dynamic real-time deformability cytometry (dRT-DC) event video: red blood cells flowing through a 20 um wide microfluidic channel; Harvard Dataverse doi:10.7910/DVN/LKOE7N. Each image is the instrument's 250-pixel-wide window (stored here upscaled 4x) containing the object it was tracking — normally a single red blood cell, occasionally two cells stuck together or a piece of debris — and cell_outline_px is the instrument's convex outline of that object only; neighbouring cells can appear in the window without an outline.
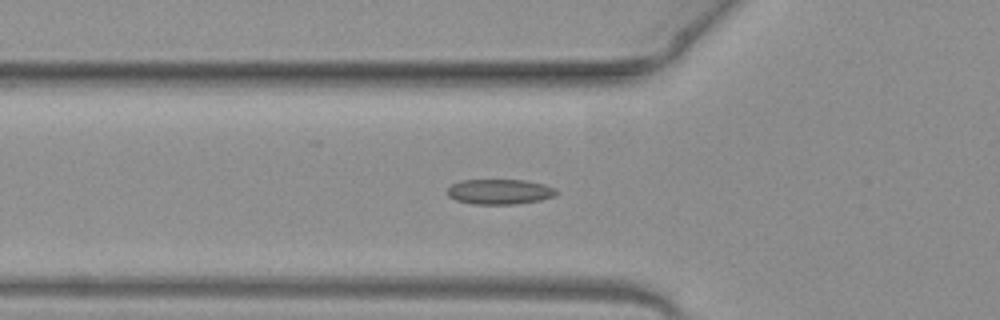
{"species": "common noctule bat (a hibernating species)", "species_latin": "Nyctalus noctula", "temperature_condition": "warm", "stored_images_in_passage": 49, "camera_frame_rate_fps": 3000, "um_per_image_px": 0.085, "animal": {"sex": "female", "body_mass_g": 19.3, "forearm_length_mm": 54.1}, "frame": {"image": 1, "passage_image": 17, "time_ms": 5.333, "image_size_px": [1000, 320], "cell_outline_px": [[560, 192], [556, 196], [540, 200], [516, 204], [472, 204], [456, 200], [448, 196], [448, 188], [452, 184], [460, 180], [524, 180], [544, 184], [556, 188]], "centroid_in_image_um": [42.51, 16.29], "position_along_channel_um": 83.3, "area_um2": 16.13}}
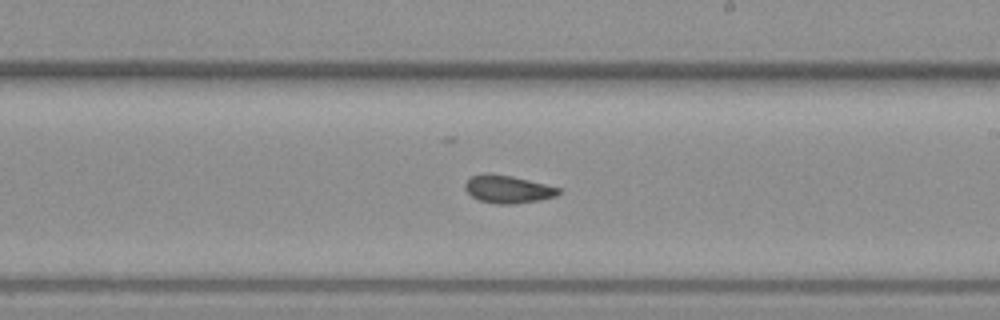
{"frame": {"image": 2, "passage_image": 29, "time_ms": 9.333, "image_size_px": [1000, 320], "cell_outline_px": [[560, 192], [556, 196], [540, 200], [512, 204], [496, 204], [476, 200], [464, 188], [464, 184], [472, 176], [484, 172], [512, 176], [560, 188]], "centroid_in_image_um": [43.13, 16.08], "position_along_channel_um": 245.9, "area_um2": 15.14}}
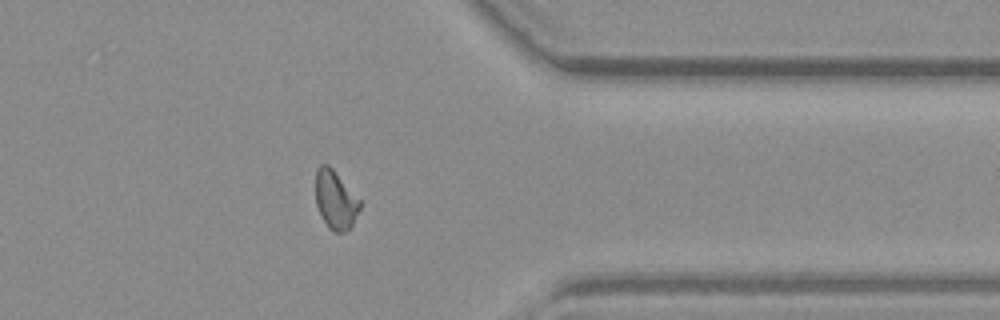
{"frame": {"image": 3, "passage_image": 40, "time_ms": 13.0, "image_size_px": [1000, 320], "cell_outline_px": [[360, 208], [352, 224], [344, 232], [332, 232], [328, 228], [316, 204], [316, 168], [320, 164], [328, 164], [332, 168], [360, 200]], "centroid_in_image_um": [28.5, 16.98], "position_along_channel_um": 382.9, "area_um2": 14.85}, "authors_computed_cell_mechanics": {"area_um2": 15.7216, "velocity_mm_per_s": 4.0588, "shape_relaxation_time_tau1_ms": 3.1867, "shape_relaxation_time_tau2_ms": 2.288, "deformation_change_tau1": 0.1027, "deformation_change_tau2": 0.0671}}